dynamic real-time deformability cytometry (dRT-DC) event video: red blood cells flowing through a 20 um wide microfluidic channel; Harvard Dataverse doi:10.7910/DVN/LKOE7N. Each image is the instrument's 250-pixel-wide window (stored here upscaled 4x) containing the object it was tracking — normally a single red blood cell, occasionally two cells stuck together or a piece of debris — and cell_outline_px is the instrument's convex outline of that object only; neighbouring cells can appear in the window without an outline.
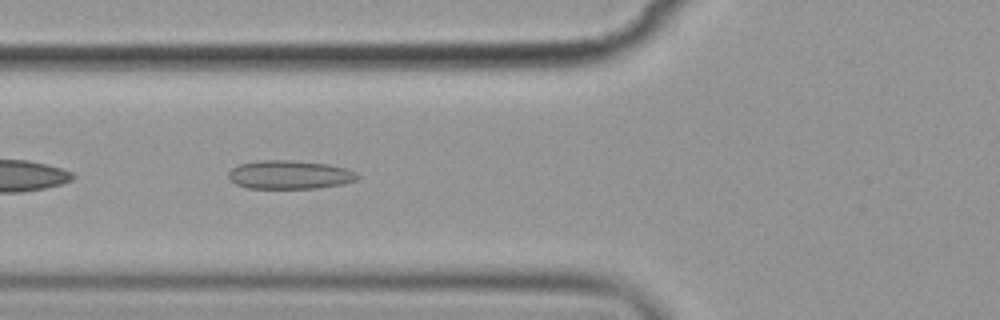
{"species": "common noctule bat (a hibernating species)", "species_latin": "Nyctalus noctula", "temperature_condition": "cold", "stored_images_in_passage": 40, "camera_frame_rate_fps": 3000, "um_per_image_px": 0.085, "animal": {"sex": "female", "body_mass_g": 19.9}, "frame": {"image": 1, "passage_image": 5, "time_ms": 1.333, "image_size_px": [1000, 320], "cell_outline_px": [[360, 176], [356, 180], [344, 184], [316, 188], [248, 188], [236, 184], [228, 176], [228, 172], [232, 168], [240, 164], [260, 160], [292, 160], [328, 164], [344, 168], [356, 172]], "centroid_in_image_um": [24.63, 14.85], "position_along_channel_um": 101.2, "area_um2": 21.44}}
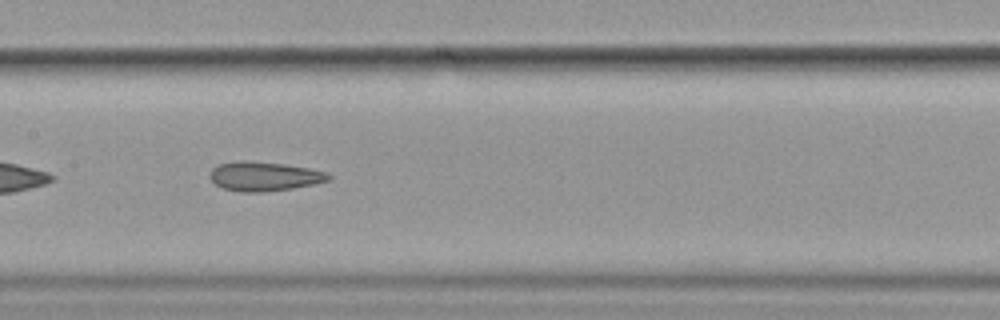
{"frame": {"image": 2, "passage_image": 12, "time_ms": 3.667, "image_size_px": [1000, 320], "cell_outline_px": [[332, 180], [316, 184], [292, 188], [260, 192], [240, 192], [224, 188], [216, 184], [208, 176], [212, 168], [220, 164], [240, 160], [244, 160], [284, 164], [308, 168], [328, 172], [332, 176]], "centroid_in_image_um": [22.49, 14.98], "position_along_channel_um": 184.9, "area_um2": 20.29}}
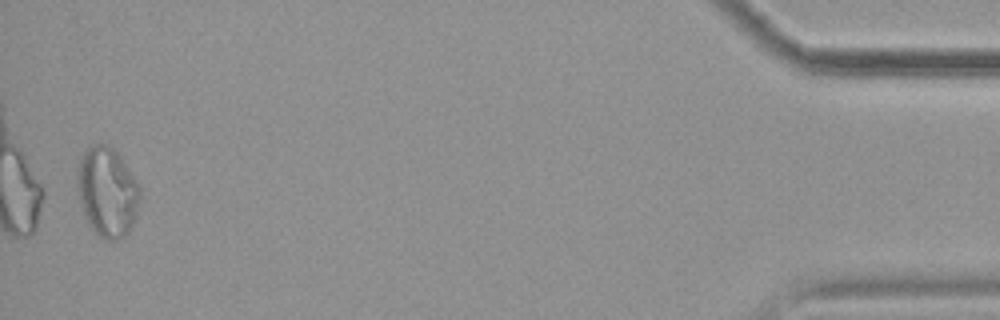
{"frame": {"image": 3, "passage_image": 39, "time_ms": 12.667, "image_size_px": [1000, 320], "cell_outline_px": [[140, 204], [136, 216], [128, 232], [120, 240], [104, 240], [88, 224], [84, 216], [76, 188], [76, 180], [80, 160], [84, 152], [92, 144], [108, 144], [120, 156], [140, 184]], "centroid_in_image_um": [9.13, 16.33], "position_along_channel_um": 426.1, "area_um2": 33.06}, "authors_computed_cell_mechanics": {"area_um2": 20.6057, "velocity_mm_per_s": 3.5796, "shape_relaxation_time_tau1_ms": null, "shape_relaxation_time_tau2_ms": 5.3424, "deformation_change_tau1": null, "deformation_change_tau2": 0.1318}}